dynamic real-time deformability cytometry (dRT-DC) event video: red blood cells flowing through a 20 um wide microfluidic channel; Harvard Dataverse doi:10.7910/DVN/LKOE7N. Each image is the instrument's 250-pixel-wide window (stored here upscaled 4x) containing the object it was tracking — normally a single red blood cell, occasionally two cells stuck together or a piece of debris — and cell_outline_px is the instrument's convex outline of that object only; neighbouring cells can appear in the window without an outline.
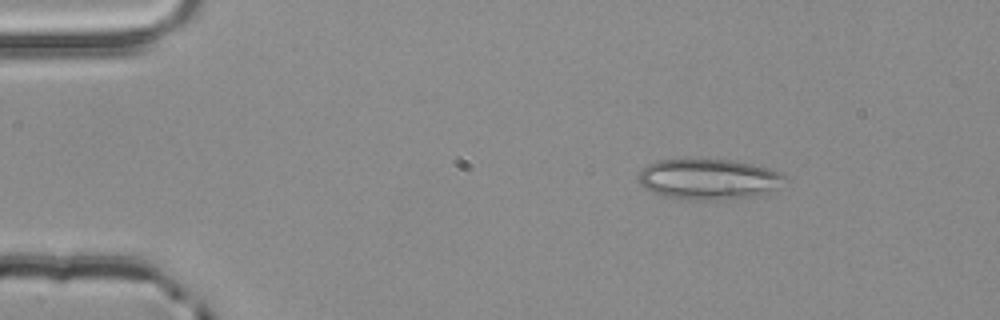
{"species": "common noctule bat (a hibernating species)", "species_latin": "Nyctalus noctula", "temperature_condition": "room temperature", "stored_images_in_passage": 3, "camera_frame_rate_fps": 3000, "um_per_image_px": 0.085, "animal": {"sex": "male", "body_mass_g": 20.4}, "frame": {"image": 1, "passage_image": 1, "time_ms": 0.0, "image_size_px": [1000, 320], "cell_outline_px": [[784, 176], [768, 192], [760, 196], [728, 200], [696, 200], [664, 196], [652, 192], [644, 188], [640, 184], [640, 172], [648, 164], [656, 160], [732, 160], [752, 164], [768, 168], [780, 172]], "centroid_in_image_um": [60.19, 15.25], "position_along_channel_um": 24.8, "area_um2": 34.16}}